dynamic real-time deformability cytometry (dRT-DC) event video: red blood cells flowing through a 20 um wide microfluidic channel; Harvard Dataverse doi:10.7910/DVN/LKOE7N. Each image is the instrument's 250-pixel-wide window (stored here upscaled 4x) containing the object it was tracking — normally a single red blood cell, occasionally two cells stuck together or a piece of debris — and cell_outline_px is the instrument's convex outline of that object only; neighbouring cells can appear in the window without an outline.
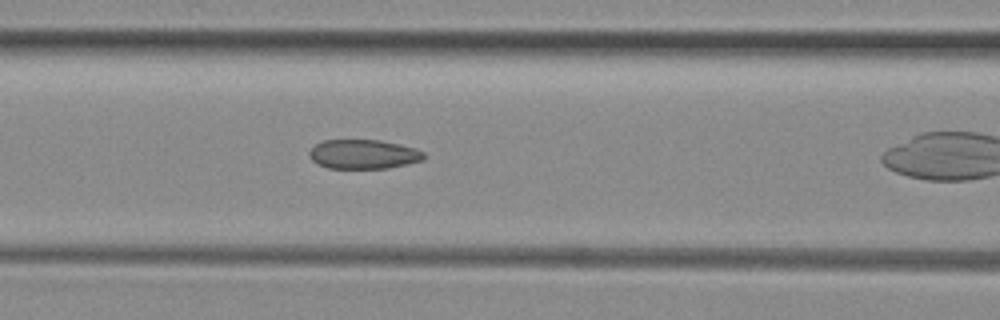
{"species": "common noctule bat (a hibernating species)", "species_latin": "Nyctalus noctula", "temperature_condition": "room temperature", "stored_images_in_passage": 13, "camera_frame_rate_fps": 3000, "um_per_image_px": 0.085, "animal": {"sex": "female", "body_mass_g": 29.2, "forearm_length_mm": 56.3}, "frame": {"image": 1, "passage_image": 12, "time_ms": 3.667, "image_size_px": [1000, 320], "cell_outline_px": [[424, 160], [408, 164], [388, 168], [328, 168], [316, 164], [308, 156], [308, 152], [316, 144], [324, 140], [380, 140], [400, 144], [416, 148], [424, 152]], "centroid_in_image_um": [30.89, 13.11], "position_along_channel_um": 135.7, "area_um2": 19.71}}